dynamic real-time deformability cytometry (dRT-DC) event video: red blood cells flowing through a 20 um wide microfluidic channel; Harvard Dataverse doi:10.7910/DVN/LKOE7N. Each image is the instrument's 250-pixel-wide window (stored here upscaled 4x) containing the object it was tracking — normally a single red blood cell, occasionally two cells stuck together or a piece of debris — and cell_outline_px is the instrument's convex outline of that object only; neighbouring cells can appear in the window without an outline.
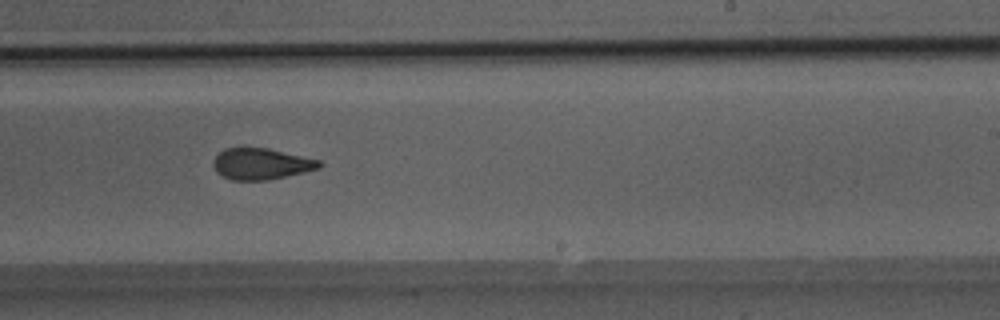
{"species": "Egyptian fruit bat (a non-hibernating species)", "species_latin": "Rousettus aegyptiacus", "temperature_condition": "room temperature", "stored_images_in_passage": 34, "camera_frame_rate_fps": 3000, "um_per_image_px": 0.085, "animal": {"sex": "male"}, "frame": {"image": 1, "passage_image": 15, "time_ms": 4.667, "image_size_px": [1000, 320], "cell_outline_px": [[324, 164], [320, 168], [304, 172], [268, 180], [232, 180], [216, 172], [212, 164], [212, 160], [224, 148], [268, 148], [320, 160]], "centroid_in_image_um": [22.2, 13.93], "position_along_channel_um": 266.8, "area_um2": 19.31}}
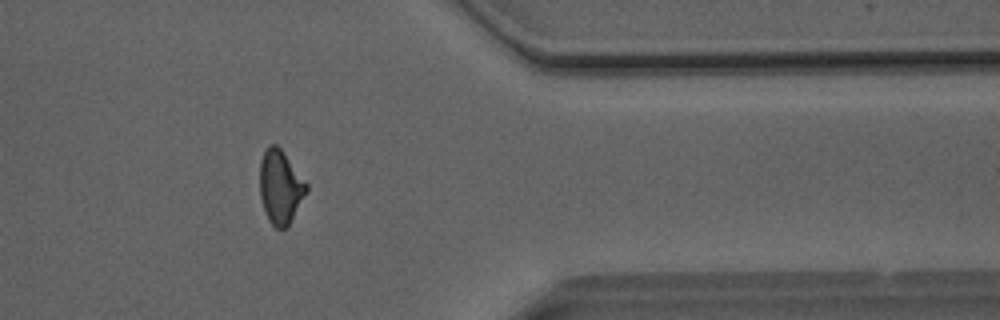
{"frame": {"image": 2, "passage_image": 25, "time_ms": 8.0, "image_size_px": [1000, 320], "cell_outline_px": [[308, 192], [288, 228], [276, 228], [268, 220], [260, 196], [260, 160], [268, 144], [276, 144], [284, 152], [308, 184]], "centroid_in_image_um": [23.85, 15.9], "position_along_channel_um": 387.5, "area_um2": 20.29}}
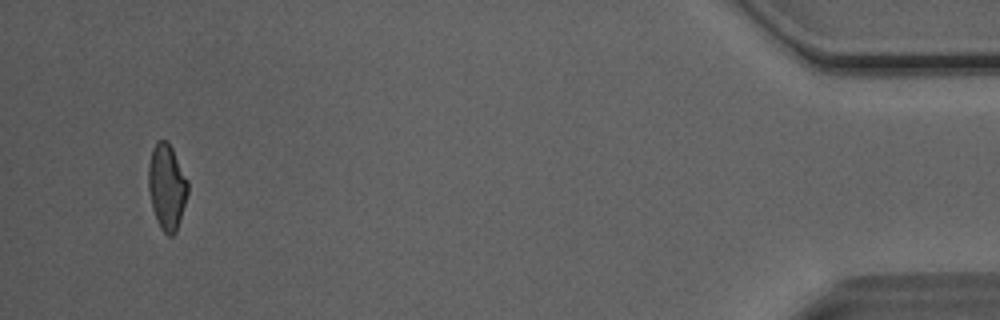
{"frame": {"image": 3, "passage_image": 32, "time_ms": 10.333, "image_size_px": [1000, 320], "cell_outline_px": [[188, 192], [180, 220], [176, 232], [172, 236], [168, 236], [160, 228], [156, 220], [152, 208], [148, 188], [148, 164], [152, 148], [156, 140], [168, 140], [188, 180]], "centroid_in_image_um": [14.17, 15.87], "position_along_channel_um": 421.0, "area_um2": 19.88}}